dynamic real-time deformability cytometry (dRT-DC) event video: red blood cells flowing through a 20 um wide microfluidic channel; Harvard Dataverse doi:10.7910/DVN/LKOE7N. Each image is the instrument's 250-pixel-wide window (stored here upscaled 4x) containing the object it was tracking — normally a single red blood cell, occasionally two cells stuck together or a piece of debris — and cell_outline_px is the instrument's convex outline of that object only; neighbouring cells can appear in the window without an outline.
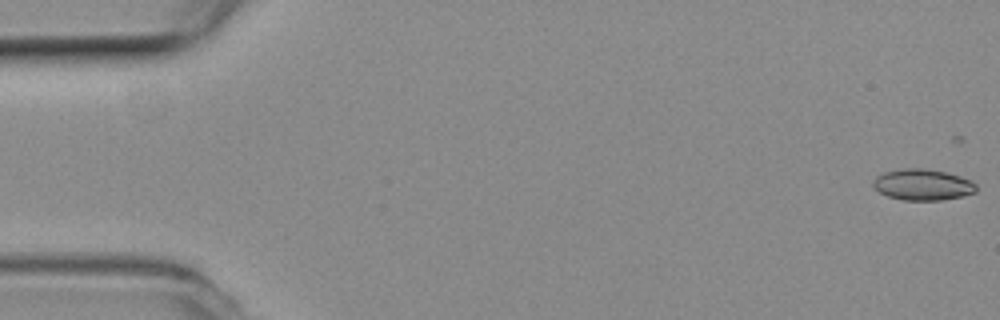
{"species": "common noctule bat (a hibernating species)", "species_latin": "Nyctalus noctula", "temperature_condition": "room temperature", "stored_images_in_passage": 5, "camera_frame_rate_fps": 3000, "um_per_image_px": 0.085, "animal": {"sex": "female", "body_mass_g": 19.3, "forearm_length_mm": 54.1}, "frame": {"image": 1, "passage_image": 1, "time_ms": 0.0, "image_size_px": [1000, 320], "cell_outline_px": [[976, 192], [964, 196], [944, 200], [904, 200], [888, 196], [880, 192], [872, 184], [872, 180], [876, 176], [884, 172], [900, 168], [920, 168], [944, 172], [960, 176], [972, 180], [976, 184]], "centroid_in_image_um": [78.44, 15.7], "position_along_channel_um": 6.6, "area_um2": 18.79}}
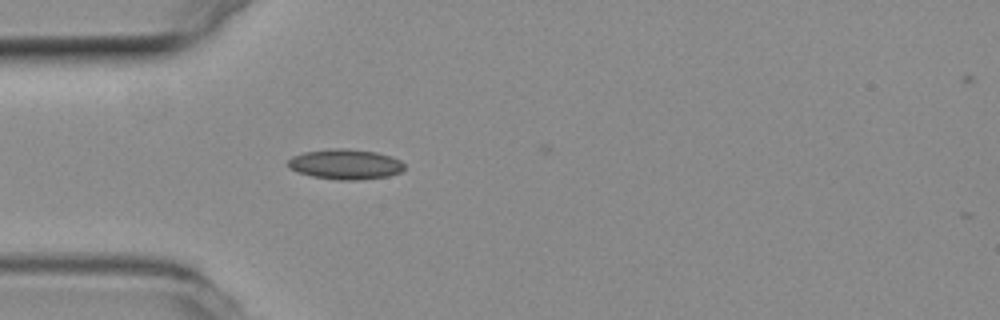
{"frame": {"image": 2, "passage_image": 5, "time_ms": 1.333, "image_size_px": [1000, 320], "cell_outline_px": [[404, 168], [400, 172], [388, 176], [360, 180], [336, 180], [312, 176], [296, 172], [288, 168], [284, 164], [292, 156], [304, 152], [328, 148], [348, 148], [376, 152], [392, 156], [400, 160], [404, 164]], "centroid_in_image_um": [29.31, 13.95], "position_along_channel_um": 55.7, "area_um2": 20.87}}